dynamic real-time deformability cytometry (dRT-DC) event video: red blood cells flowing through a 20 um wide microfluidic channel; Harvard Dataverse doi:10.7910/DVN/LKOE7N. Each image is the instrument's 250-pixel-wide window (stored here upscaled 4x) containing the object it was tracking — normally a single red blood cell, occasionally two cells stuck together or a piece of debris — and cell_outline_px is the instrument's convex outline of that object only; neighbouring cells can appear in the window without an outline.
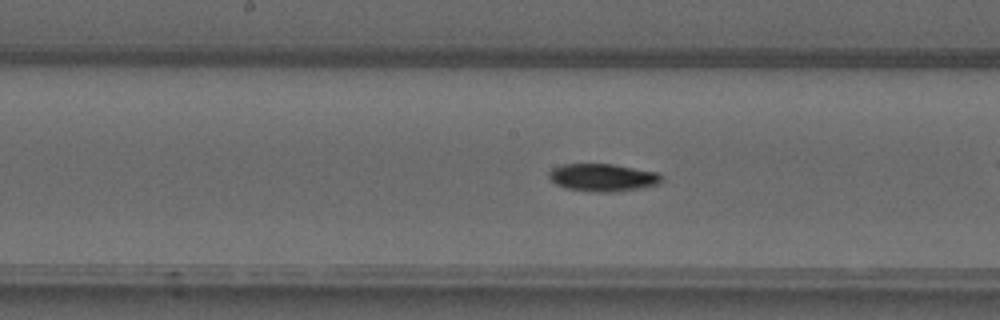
{"species": "common noctule bat (a hibernating species)", "species_latin": "Nyctalus noctula", "temperature_condition": "warm", "stored_images_in_passage": 37, "camera_frame_rate_fps": 3000, "um_per_image_px": 0.085, "animal": {"sex": "male", "forearm_length_mm": 52.5}, "frame": {"image": 1, "passage_image": 27, "time_ms": 8.667, "image_size_px": [1000, 320], "cell_outline_px": [[664, 180], [660, 184], [644, 188], [616, 192], [596, 192], [564, 188], [556, 184], [548, 176], [548, 172], [552, 168], [560, 164], [612, 164], [660, 172], [664, 176]], "centroid_in_image_um": [51.3, 15.09], "position_along_channel_um": 196.9, "area_um2": 18.61}}